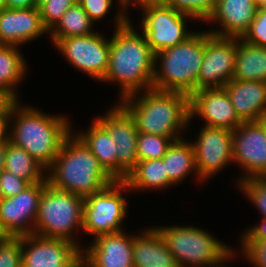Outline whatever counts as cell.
Instances as JSON below:
<instances>
[{
    "label": "cell",
    "mask_w": 266,
    "mask_h": 267,
    "mask_svg": "<svg viewBox=\"0 0 266 267\" xmlns=\"http://www.w3.org/2000/svg\"><path fill=\"white\" fill-rule=\"evenodd\" d=\"M118 4L121 8L114 17L116 27L110 39L109 67L101 81L118 82L121 89L119 100H122L152 88L155 53L145 35L132 27L126 14L125 0H118Z\"/></svg>",
    "instance_id": "obj_1"
},
{
    "label": "cell",
    "mask_w": 266,
    "mask_h": 267,
    "mask_svg": "<svg viewBox=\"0 0 266 267\" xmlns=\"http://www.w3.org/2000/svg\"><path fill=\"white\" fill-rule=\"evenodd\" d=\"M70 125L63 115L41 113L35 107L20 106L15 100L9 110L7 127L13 130H8L7 136L11 143L23 148L47 170L60 152L63 141L73 131Z\"/></svg>",
    "instance_id": "obj_2"
},
{
    "label": "cell",
    "mask_w": 266,
    "mask_h": 267,
    "mask_svg": "<svg viewBox=\"0 0 266 267\" xmlns=\"http://www.w3.org/2000/svg\"><path fill=\"white\" fill-rule=\"evenodd\" d=\"M120 100L135 120L140 133L161 135L173 141L190 123L189 95L150 88Z\"/></svg>",
    "instance_id": "obj_3"
},
{
    "label": "cell",
    "mask_w": 266,
    "mask_h": 267,
    "mask_svg": "<svg viewBox=\"0 0 266 267\" xmlns=\"http://www.w3.org/2000/svg\"><path fill=\"white\" fill-rule=\"evenodd\" d=\"M46 172L49 173L46 178L52 187L83 198L101 191L115 181L73 132L65 138L60 152Z\"/></svg>",
    "instance_id": "obj_4"
},
{
    "label": "cell",
    "mask_w": 266,
    "mask_h": 267,
    "mask_svg": "<svg viewBox=\"0 0 266 267\" xmlns=\"http://www.w3.org/2000/svg\"><path fill=\"white\" fill-rule=\"evenodd\" d=\"M203 58L204 31H194L184 42L157 52L152 88L178 91L190 96L198 90V75ZM159 59L161 64L157 63Z\"/></svg>",
    "instance_id": "obj_5"
},
{
    "label": "cell",
    "mask_w": 266,
    "mask_h": 267,
    "mask_svg": "<svg viewBox=\"0 0 266 267\" xmlns=\"http://www.w3.org/2000/svg\"><path fill=\"white\" fill-rule=\"evenodd\" d=\"M180 267H219L235 257V250L197 227H154Z\"/></svg>",
    "instance_id": "obj_6"
},
{
    "label": "cell",
    "mask_w": 266,
    "mask_h": 267,
    "mask_svg": "<svg viewBox=\"0 0 266 267\" xmlns=\"http://www.w3.org/2000/svg\"><path fill=\"white\" fill-rule=\"evenodd\" d=\"M84 202L85 198L48 183L39 199L33 234L67 240L82 250L73 232L83 228Z\"/></svg>",
    "instance_id": "obj_7"
},
{
    "label": "cell",
    "mask_w": 266,
    "mask_h": 267,
    "mask_svg": "<svg viewBox=\"0 0 266 267\" xmlns=\"http://www.w3.org/2000/svg\"><path fill=\"white\" fill-rule=\"evenodd\" d=\"M127 190L130 189L124 180H115L101 191L87 196L84 202L82 232L97 237L122 231V222L128 208L122 192Z\"/></svg>",
    "instance_id": "obj_8"
},
{
    "label": "cell",
    "mask_w": 266,
    "mask_h": 267,
    "mask_svg": "<svg viewBox=\"0 0 266 267\" xmlns=\"http://www.w3.org/2000/svg\"><path fill=\"white\" fill-rule=\"evenodd\" d=\"M142 9L140 27L152 51L157 52L184 42L194 32L187 31L186 19H194L167 4L139 5Z\"/></svg>",
    "instance_id": "obj_9"
},
{
    "label": "cell",
    "mask_w": 266,
    "mask_h": 267,
    "mask_svg": "<svg viewBox=\"0 0 266 267\" xmlns=\"http://www.w3.org/2000/svg\"><path fill=\"white\" fill-rule=\"evenodd\" d=\"M54 46L78 71L101 81L109 67L110 40L94 32L59 39Z\"/></svg>",
    "instance_id": "obj_10"
},
{
    "label": "cell",
    "mask_w": 266,
    "mask_h": 267,
    "mask_svg": "<svg viewBox=\"0 0 266 267\" xmlns=\"http://www.w3.org/2000/svg\"><path fill=\"white\" fill-rule=\"evenodd\" d=\"M237 38L218 37L204 31V58L198 75V90L224 88L233 79Z\"/></svg>",
    "instance_id": "obj_11"
},
{
    "label": "cell",
    "mask_w": 266,
    "mask_h": 267,
    "mask_svg": "<svg viewBox=\"0 0 266 267\" xmlns=\"http://www.w3.org/2000/svg\"><path fill=\"white\" fill-rule=\"evenodd\" d=\"M233 163L244 170L237 181L266 177V120L243 122L232 131Z\"/></svg>",
    "instance_id": "obj_12"
},
{
    "label": "cell",
    "mask_w": 266,
    "mask_h": 267,
    "mask_svg": "<svg viewBox=\"0 0 266 267\" xmlns=\"http://www.w3.org/2000/svg\"><path fill=\"white\" fill-rule=\"evenodd\" d=\"M110 135L117 148V180H124L136 166L138 130L132 115L118 102L104 117L95 119Z\"/></svg>",
    "instance_id": "obj_13"
},
{
    "label": "cell",
    "mask_w": 266,
    "mask_h": 267,
    "mask_svg": "<svg viewBox=\"0 0 266 267\" xmlns=\"http://www.w3.org/2000/svg\"><path fill=\"white\" fill-rule=\"evenodd\" d=\"M22 267H74L82 250L67 240L37 234L21 236Z\"/></svg>",
    "instance_id": "obj_14"
},
{
    "label": "cell",
    "mask_w": 266,
    "mask_h": 267,
    "mask_svg": "<svg viewBox=\"0 0 266 267\" xmlns=\"http://www.w3.org/2000/svg\"><path fill=\"white\" fill-rule=\"evenodd\" d=\"M48 184L47 178L27 186L21 193L2 198L0 202V222L12 237L33 234L38 214L40 196Z\"/></svg>",
    "instance_id": "obj_15"
},
{
    "label": "cell",
    "mask_w": 266,
    "mask_h": 267,
    "mask_svg": "<svg viewBox=\"0 0 266 267\" xmlns=\"http://www.w3.org/2000/svg\"><path fill=\"white\" fill-rule=\"evenodd\" d=\"M191 143L195 153L196 169L202 181L213 177L228 164L233 163L231 130L204 126L196 142Z\"/></svg>",
    "instance_id": "obj_16"
},
{
    "label": "cell",
    "mask_w": 266,
    "mask_h": 267,
    "mask_svg": "<svg viewBox=\"0 0 266 267\" xmlns=\"http://www.w3.org/2000/svg\"><path fill=\"white\" fill-rule=\"evenodd\" d=\"M190 121L199 115L204 126L235 130L243 122L238 118L225 88L201 89L189 96Z\"/></svg>",
    "instance_id": "obj_17"
},
{
    "label": "cell",
    "mask_w": 266,
    "mask_h": 267,
    "mask_svg": "<svg viewBox=\"0 0 266 267\" xmlns=\"http://www.w3.org/2000/svg\"><path fill=\"white\" fill-rule=\"evenodd\" d=\"M125 231L95 237L82 249V259L89 267H134L133 236Z\"/></svg>",
    "instance_id": "obj_18"
},
{
    "label": "cell",
    "mask_w": 266,
    "mask_h": 267,
    "mask_svg": "<svg viewBox=\"0 0 266 267\" xmlns=\"http://www.w3.org/2000/svg\"><path fill=\"white\" fill-rule=\"evenodd\" d=\"M49 34L42 24L39 8L0 11V45L17 46Z\"/></svg>",
    "instance_id": "obj_19"
},
{
    "label": "cell",
    "mask_w": 266,
    "mask_h": 267,
    "mask_svg": "<svg viewBox=\"0 0 266 267\" xmlns=\"http://www.w3.org/2000/svg\"><path fill=\"white\" fill-rule=\"evenodd\" d=\"M257 9L253 0H216L206 21L220 23L222 28L208 32L218 37L242 38L253 22Z\"/></svg>",
    "instance_id": "obj_20"
},
{
    "label": "cell",
    "mask_w": 266,
    "mask_h": 267,
    "mask_svg": "<svg viewBox=\"0 0 266 267\" xmlns=\"http://www.w3.org/2000/svg\"><path fill=\"white\" fill-rule=\"evenodd\" d=\"M224 88L242 122L266 120V82L232 79Z\"/></svg>",
    "instance_id": "obj_21"
},
{
    "label": "cell",
    "mask_w": 266,
    "mask_h": 267,
    "mask_svg": "<svg viewBox=\"0 0 266 267\" xmlns=\"http://www.w3.org/2000/svg\"><path fill=\"white\" fill-rule=\"evenodd\" d=\"M134 267H180L158 231L149 227L133 235Z\"/></svg>",
    "instance_id": "obj_22"
},
{
    "label": "cell",
    "mask_w": 266,
    "mask_h": 267,
    "mask_svg": "<svg viewBox=\"0 0 266 267\" xmlns=\"http://www.w3.org/2000/svg\"><path fill=\"white\" fill-rule=\"evenodd\" d=\"M233 79L266 82V47L246 43L237 38Z\"/></svg>",
    "instance_id": "obj_23"
},
{
    "label": "cell",
    "mask_w": 266,
    "mask_h": 267,
    "mask_svg": "<svg viewBox=\"0 0 266 267\" xmlns=\"http://www.w3.org/2000/svg\"><path fill=\"white\" fill-rule=\"evenodd\" d=\"M79 132L76 135L97 157L102 167L117 180V148L109 133L95 119L87 131Z\"/></svg>",
    "instance_id": "obj_24"
},
{
    "label": "cell",
    "mask_w": 266,
    "mask_h": 267,
    "mask_svg": "<svg viewBox=\"0 0 266 267\" xmlns=\"http://www.w3.org/2000/svg\"><path fill=\"white\" fill-rule=\"evenodd\" d=\"M17 46L0 45V96L18 100L15 86L25 78L27 63Z\"/></svg>",
    "instance_id": "obj_25"
},
{
    "label": "cell",
    "mask_w": 266,
    "mask_h": 267,
    "mask_svg": "<svg viewBox=\"0 0 266 267\" xmlns=\"http://www.w3.org/2000/svg\"><path fill=\"white\" fill-rule=\"evenodd\" d=\"M130 190H157L174 185L169 179L163 158L138 161L124 179Z\"/></svg>",
    "instance_id": "obj_26"
},
{
    "label": "cell",
    "mask_w": 266,
    "mask_h": 267,
    "mask_svg": "<svg viewBox=\"0 0 266 267\" xmlns=\"http://www.w3.org/2000/svg\"><path fill=\"white\" fill-rule=\"evenodd\" d=\"M162 158L168 179L174 185L185 180L191 171H194L197 179L201 181L196 169L195 153L191 142H185V139L173 141Z\"/></svg>",
    "instance_id": "obj_27"
},
{
    "label": "cell",
    "mask_w": 266,
    "mask_h": 267,
    "mask_svg": "<svg viewBox=\"0 0 266 267\" xmlns=\"http://www.w3.org/2000/svg\"><path fill=\"white\" fill-rule=\"evenodd\" d=\"M4 170L26 180L29 184L42 182L46 179V174L44 175L46 169L23 148L11 143L8 136Z\"/></svg>",
    "instance_id": "obj_28"
},
{
    "label": "cell",
    "mask_w": 266,
    "mask_h": 267,
    "mask_svg": "<svg viewBox=\"0 0 266 267\" xmlns=\"http://www.w3.org/2000/svg\"><path fill=\"white\" fill-rule=\"evenodd\" d=\"M93 24L81 5L75 2L49 31V37L55 44L59 39L93 34Z\"/></svg>",
    "instance_id": "obj_29"
},
{
    "label": "cell",
    "mask_w": 266,
    "mask_h": 267,
    "mask_svg": "<svg viewBox=\"0 0 266 267\" xmlns=\"http://www.w3.org/2000/svg\"><path fill=\"white\" fill-rule=\"evenodd\" d=\"M173 140L161 135L140 133L137 136V158L138 161L162 158Z\"/></svg>",
    "instance_id": "obj_30"
},
{
    "label": "cell",
    "mask_w": 266,
    "mask_h": 267,
    "mask_svg": "<svg viewBox=\"0 0 266 267\" xmlns=\"http://www.w3.org/2000/svg\"><path fill=\"white\" fill-rule=\"evenodd\" d=\"M241 192L258 207L263 219H266V177H257L238 182Z\"/></svg>",
    "instance_id": "obj_31"
},
{
    "label": "cell",
    "mask_w": 266,
    "mask_h": 267,
    "mask_svg": "<svg viewBox=\"0 0 266 267\" xmlns=\"http://www.w3.org/2000/svg\"><path fill=\"white\" fill-rule=\"evenodd\" d=\"M216 0H169L168 6L182 13L191 15L194 20H207L211 15Z\"/></svg>",
    "instance_id": "obj_32"
},
{
    "label": "cell",
    "mask_w": 266,
    "mask_h": 267,
    "mask_svg": "<svg viewBox=\"0 0 266 267\" xmlns=\"http://www.w3.org/2000/svg\"><path fill=\"white\" fill-rule=\"evenodd\" d=\"M77 0H48L39 7L42 24L48 32Z\"/></svg>",
    "instance_id": "obj_33"
},
{
    "label": "cell",
    "mask_w": 266,
    "mask_h": 267,
    "mask_svg": "<svg viewBox=\"0 0 266 267\" xmlns=\"http://www.w3.org/2000/svg\"><path fill=\"white\" fill-rule=\"evenodd\" d=\"M0 267H22L21 237L10 236L0 243Z\"/></svg>",
    "instance_id": "obj_34"
},
{
    "label": "cell",
    "mask_w": 266,
    "mask_h": 267,
    "mask_svg": "<svg viewBox=\"0 0 266 267\" xmlns=\"http://www.w3.org/2000/svg\"><path fill=\"white\" fill-rule=\"evenodd\" d=\"M241 39L246 43L266 47V11L257 9L253 22Z\"/></svg>",
    "instance_id": "obj_35"
},
{
    "label": "cell",
    "mask_w": 266,
    "mask_h": 267,
    "mask_svg": "<svg viewBox=\"0 0 266 267\" xmlns=\"http://www.w3.org/2000/svg\"><path fill=\"white\" fill-rule=\"evenodd\" d=\"M241 253L255 267H266V241H241Z\"/></svg>",
    "instance_id": "obj_36"
},
{
    "label": "cell",
    "mask_w": 266,
    "mask_h": 267,
    "mask_svg": "<svg viewBox=\"0 0 266 267\" xmlns=\"http://www.w3.org/2000/svg\"><path fill=\"white\" fill-rule=\"evenodd\" d=\"M30 184L13 173L3 170L0 173V193L2 198L13 197L21 193Z\"/></svg>",
    "instance_id": "obj_37"
},
{
    "label": "cell",
    "mask_w": 266,
    "mask_h": 267,
    "mask_svg": "<svg viewBox=\"0 0 266 267\" xmlns=\"http://www.w3.org/2000/svg\"><path fill=\"white\" fill-rule=\"evenodd\" d=\"M89 18L93 21H100L109 13L113 0H77Z\"/></svg>",
    "instance_id": "obj_38"
},
{
    "label": "cell",
    "mask_w": 266,
    "mask_h": 267,
    "mask_svg": "<svg viewBox=\"0 0 266 267\" xmlns=\"http://www.w3.org/2000/svg\"><path fill=\"white\" fill-rule=\"evenodd\" d=\"M246 231L242 235L241 241H266V219H262L261 223L254 227L250 226Z\"/></svg>",
    "instance_id": "obj_39"
},
{
    "label": "cell",
    "mask_w": 266,
    "mask_h": 267,
    "mask_svg": "<svg viewBox=\"0 0 266 267\" xmlns=\"http://www.w3.org/2000/svg\"><path fill=\"white\" fill-rule=\"evenodd\" d=\"M14 101L10 97L0 96V128L8 127V114Z\"/></svg>",
    "instance_id": "obj_40"
},
{
    "label": "cell",
    "mask_w": 266,
    "mask_h": 267,
    "mask_svg": "<svg viewBox=\"0 0 266 267\" xmlns=\"http://www.w3.org/2000/svg\"><path fill=\"white\" fill-rule=\"evenodd\" d=\"M8 9H23L35 7L34 0H7Z\"/></svg>",
    "instance_id": "obj_41"
},
{
    "label": "cell",
    "mask_w": 266,
    "mask_h": 267,
    "mask_svg": "<svg viewBox=\"0 0 266 267\" xmlns=\"http://www.w3.org/2000/svg\"><path fill=\"white\" fill-rule=\"evenodd\" d=\"M127 8L131 3L132 5H147V4H167L169 0H125Z\"/></svg>",
    "instance_id": "obj_42"
},
{
    "label": "cell",
    "mask_w": 266,
    "mask_h": 267,
    "mask_svg": "<svg viewBox=\"0 0 266 267\" xmlns=\"http://www.w3.org/2000/svg\"><path fill=\"white\" fill-rule=\"evenodd\" d=\"M7 150V136L0 142V173L4 170Z\"/></svg>",
    "instance_id": "obj_43"
},
{
    "label": "cell",
    "mask_w": 266,
    "mask_h": 267,
    "mask_svg": "<svg viewBox=\"0 0 266 267\" xmlns=\"http://www.w3.org/2000/svg\"><path fill=\"white\" fill-rule=\"evenodd\" d=\"M9 237L10 235L6 232L0 222V243L6 241Z\"/></svg>",
    "instance_id": "obj_44"
},
{
    "label": "cell",
    "mask_w": 266,
    "mask_h": 267,
    "mask_svg": "<svg viewBox=\"0 0 266 267\" xmlns=\"http://www.w3.org/2000/svg\"><path fill=\"white\" fill-rule=\"evenodd\" d=\"M8 128H0V142L7 136Z\"/></svg>",
    "instance_id": "obj_45"
},
{
    "label": "cell",
    "mask_w": 266,
    "mask_h": 267,
    "mask_svg": "<svg viewBox=\"0 0 266 267\" xmlns=\"http://www.w3.org/2000/svg\"><path fill=\"white\" fill-rule=\"evenodd\" d=\"M48 0H34L35 8H39L41 5H43Z\"/></svg>",
    "instance_id": "obj_46"
},
{
    "label": "cell",
    "mask_w": 266,
    "mask_h": 267,
    "mask_svg": "<svg viewBox=\"0 0 266 267\" xmlns=\"http://www.w3.org/2000/svg\"><path fill=\"white\" fill-rule=\"evenodd\" d=\"M4 9H8L7 0H0V11Z\"/></svg>",
    "instance_id": "obj_47"
},
{
    "label": "cell",
    "mask_w": 266,
    "mask_h": 267,
    "mask_svg": "<svg viewBox=\"0 0 266 267\" xmlns=\"http://www.w3.org/2000/svg\"><path fill=\"white\" fill-rule=\"evenodd\" d=\"M253 1L257 8H260L266 2V0H253Z\"/></svg>",
    "instance_id": "obj_48"
},
{
    "label": "cell",
    "mask_w": 266,
    "mask_h": 267,
    "mask_svg": "<svg viewBox=\"0 0 266 267\" xmlns=\"http://www.w3.org/2000/svg\"><path fill=\"white\" fill-rule=\"evenodd\" d=\"M74 267H89L83 259H81Z\"/></svg>",
    "instance_id": "obj_49"
},
{
    "label": "cell",
    "mask_w": 266,
    "mask_h": 267,
    "mask_svg": "<svg viewBox=\"0 0 266 267\" xmlns=\"http://www.w3.org/2000/svg\"><path fill=\"white\" fill-rule=\"evenodd\" d=\"M263 11H266V2L260 7Z\"/></svg>",
    "instance_id": "obj_50"
}]
</instances>
